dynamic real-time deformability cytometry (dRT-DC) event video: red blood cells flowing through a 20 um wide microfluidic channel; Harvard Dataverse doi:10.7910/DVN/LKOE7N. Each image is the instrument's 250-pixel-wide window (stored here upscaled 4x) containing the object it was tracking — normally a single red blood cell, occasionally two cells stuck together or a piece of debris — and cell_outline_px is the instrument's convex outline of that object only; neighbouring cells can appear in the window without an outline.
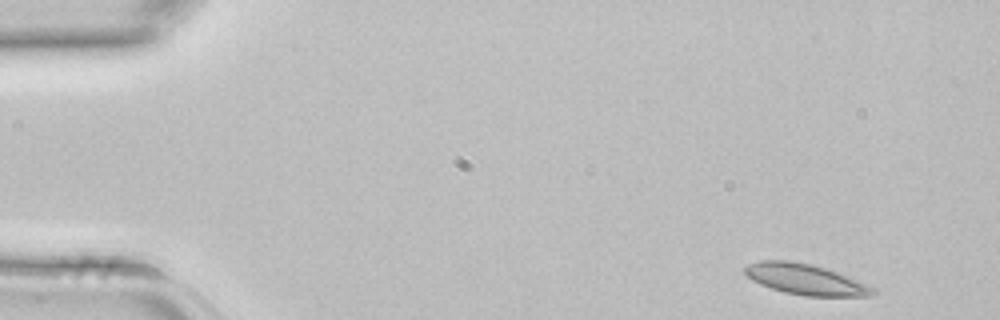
{"species": "common noctule bat (a hibernating species)", "species_latin": "Nyctalus noctula", "temperature_condition": "room temperature", "stored_images_in_passage": 4, "camera_frame_rate_fps": 3000, "um_per_image_px": 0.085, "animal": {"sex": "female", "body_mass_g": 22.7, "forearm_length_mm": 54.2}, "frame": {"image": 1, "passage_image": 1, "time_ms": 0.0, "image_size_px": [1000, 320], "cell_outline_px": [[876, 292], [872, 296], [804, 296], [784, 292], [760, 284], [752, 280], [744, 272], [744, 268], [748, 264], [760, 260], [788, 260], [812, 264], [848, 276], [876, 288]], "centroid_in_image_um": [68.47, 23.74], "position_along_channel_um": 16.5, "area_um2": 22.89}}